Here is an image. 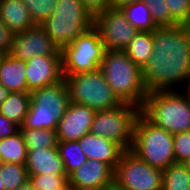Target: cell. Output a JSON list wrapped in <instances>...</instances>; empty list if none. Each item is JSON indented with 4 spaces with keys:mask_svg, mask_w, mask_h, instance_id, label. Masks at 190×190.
Instances as JSON below:
<instances>
[{
    "mask_svg": "<svg viewBox=\"0 0 190 190\" xmlns=\"http://www.w3.org/2000/svg\"><path fill=\"white\" fill-rule=\"evenodd\" d=\"M152 44L153 54L141 69L146 90H182L190 75V42L184 27H157Z\"/></svg>",
    "mask_w": 190,
    "mask_h": 190,
    "instance_id": "obj_1",
    "label": "cell"
},
{
    "mask_svg": "<svg viewBox=\"0 0 190 190\" xmlns=\"http://www.w3.org/2000/svg\"><path fill=\"white\" fill-rule=\"evenodd\" d=\"M99 70L122 103L141 109L148 95L142 70L124 50H106Z\"/></svg>",
    "mask_w": 190,
    "mask_h": 190,
    "instance_id": "obj_2",
    "label": "cell"
},
{
    "mask_svg": "<svg viewBox=\"0 0 190 190\" xmlns=\"http://www.w3.org/2000/svg\"><path fill=\"white\" fill-rule=\"evenodd\" d=\"M140 112L172 135L190 131V100L182 90L148 92Z\"/></svg>",
    "mask_w": 190,
    "mask_h": 190,
    "instance_id": "obj_3",
    "label": "cell"
},
{
    "mask_svg": "<svg viewBox=\"0 0 190 190\" xmlns=\"http://www.w3.org/2000/svg\"><path fill=\"white\" fill-rule=\"evenodd\" d=\"M30 99L29 112L19 129H56L70 103L65 78L53 85L30 92Z\"/></svg>",
    "mask_w": 190,
    "mask_h": 190,
    "instance_id": "obj_4",
    "label": "cell"
},
{
    "mask_svg": "<svg viewBox=\"0 0 190 190\" xmlns=\"http://www.w3.org/2000/svg\"><path fill=\"white\" fill-rule=\"evenodd\" d=\"M131 151L147 164L161 171L175 162L173 135L154 125L141 112L134 124Z\"/></svg>",
    "mask_w": 190,
    "mask_h": 190,
    "instance_id": "obj_5",
    "label": "cell"
},
{
    "mask_svg": "<svg viewBox=\"0 0 190 190\" xmlns=\"http://www.w3.org/2000/svg\"><path fill=\"white\" fill-rule=\"evenodd\" d=\"M94 15L82 0H58L40 25L61 50L93 26Z\"/></svg>",
    "mask_w": 190,
    "mask_h": 190,
    "instance_id": "obj_6",
    "label": "cell"
},
{
    "mask_svg": "<svg viewBox=\"0 0 190 190\" xmlns=\"http://www.w3.org/2000/svg\"><path fill=\"white\" fill-rule=\"evenodd\" d=\"M106 48L97 29L92 26L61 49L62 75H78L97 71Z\"/></svg>",
    "mask_w": 190,
    "mask_h": 190,
    "instance_id": "obj_7",
    "label": "cell"
},
{
    "mask_svg": "<svg viewBox=\"0 0 190 190\" xmlns=\"http://www.w3.org/2000/svg\"><path fill=\"white\" fill-rule=\"evenodd\" d=\"M70 101L85 105L95 111L109 110L122 104L98 69L78 75L65 77Z\"/></svg>",
    "mask_w": 190,
    "mask_h": 190,
    "instance_id": "obj_8",
    "label": "cell"
},
{
    "mask_svg": "<svg viewBox=\"0 0 190 190\" xmlns=\"http://www.w3.org/2000/svg\"><path fill=\"white\" fill-rule=\"evenodd\" d=\"M139 113V107L127 103L109 110L96 111L90 132L116 142L124 150H131L134 124Z\"/></svg>",
    "mask_w": 190,
    "mask_h": 190,
    "instance_id": "obj_9",
    "label": "cell"
},
{
    "mask_svg": "<svg viewBox=\"0 0 190 190\" xmlns=\"http://www.w3.org/2000/svg\"><path fill=\"white\" fill-rule=\"evenodd\" d=\"M114 184L123 190H162V171L125 150L115 169Z\"/></svg>",
    "mask_w": 190,
    "mask_h": 190,
    "instance_id": "obj_10",
    "label": "cell"
},
{
    "mask_svg": "<svg viewBox=\"0 0 190 190\" xmlns=\"http://www.w3.org/2000/svg\"><path fill=\"white\" fill-rule=\"evenodd\" d=\"M93 26L106 50H124L138 30L126 19L121 8L109 7L94 14Z\"/></svg>",
    "mask_w": 190,
    "mask_h": 190,
    "instance_id": "obj_11",
    "label": "cell"
},
{
    "mask_svg": "<svg viewBox=\"0 0 190 190\" xmlns=\"http://www.w3.org/2000/svg\"><path fill=\"white\" fill-rule=\"evenodd\" d=\"M9 55L27 61L37 55H61V50L41 25H35L24 32L13 35Z\"/></svg>",
    "mask_w": 190,
    "mask_h": 190,
    "instance_id": "obj_12",
    "label": "cell"
},
{
    "mask_svg": "<svg viewBox=\"0 0 190 190\" xmlns=\"http://www.w3.org/2000/svg\"><path fill=\"white\" fill-rule=\"evenodd\" d=\"M115 170L99 160H87L68 176L71 190H92L110 187L114 184Z\"/></svg>",
    "mask_w": 190,
    "mask_h": 190,
    "instance_id": "obj_13",
    "label": "cell"
},
{
    "mask_svg": "<svg viewBox=\"0 0 190 190\" xmlns=\"http://www.w3.org/2000/svg\"><path fill=\"white\" fill-rule=\"evenodd\" d=\"M28 92L53 85L63 79L61 55H37L26 61Z\"/></svg>",
    "mask_w": 190,
    "mask_h": 190,
    "instance_id": "obj_14",
    "label": "cell"
},
{
    "mask_svg": "<svg viewBox=\"0 0 190 190\" xmlns=\"http://www.w3.org/2000/svg\"><path fill=\"white\" fill-rule=\"evenodd\" d=\"M95 112L90 107L70 101L66 112L57 124L58 140H79L89 133Z\"/></svg>",
    "mask_w": 190,
    "mask_h": 190,
    "instance_id": "obj_15",
    "label": "cell"
},
{
    "mask_svg": "<svg viewBox=\"0 0 190 190\" xmlns=\"http://www.w3.org/2000/svg\"><path fill=\"white\" fill-rule=\"evenodd\" d=\"M87 159L99 160L109 164L114 170L125 151L116 142L91 132L77 140Z\"/></svg>",
    "mask_w": 190,
    "mask_h": 190,
    "instance_id": "obj_16",
    "label": "cell"
},
{
    "mask_svg": "<svg viewBox=\"0 0 190 190\" xmlns=\"http://www.w3.org/2000/svg\"><path fill=\"white\" fill-rule=\"evenodd\" d=\"M25 166L29 175H67L58 147L27 150Z\"/></svg>",
    "mask_w": 190,
    "mask_h": 190,
    "instance_id": "obj_17",
    "label": "cell"
},
{
    "mask_svg": "<svg viewBox=\"0 0 190 190\" xmlns=\"http://www.w3.org/2000/svg\"><path fill=\"white\" fill-rule=\"evenodd\" d=\"M0 20L13 34L24 32L36 25L21 0H0Z\"/></svg>",
    "mask_w": 190,
    "mask_h": 190,
    "instance_id": "obj_18",
    "label": "cell"
},
{
    "mask_svg": "<svg viewBox=\"0 0 190 190\" xmlns=\"http://www.w3.org/2000/svg\"><path fill=\"white\" fill-rule=\"evenodd\" d=\"M26 61L6 54L0 63V84L10 92H28Z\"/></svg>",
    "mask_w": 190,
    "mask_h": 190,
    "instance_id": "obj_19",
    "label": "cell"
},
{
    "mask_svg": "<svg viewBox=\"0 0 190 190\" xmlns=\"http://www.w3.org/2000/svg\"><path fill=\"white\" fill-rule=\"evenodd\" d=\"M31 99L29 92H10L0 105V114L22 127L29 112Z\"/></svg>",
    "mask_w": 190,
    "mask_h": 190,
    "instance_id": "obj_20",
    "label": "cell"
},
{
    "mask_svg": "<svg viewBox=\"0 0 190 190\" xmlns=\"http://www.w3.org/2000/svg\"><path fill=\"white\" fill-rule=\"evenodd\" d=\"M124 51L142 69L154 51L152 32L138 31Z\"/></svg>",
    "mask_w": 190,
    "mask_h": 190,
    "instance_id": "obj_21",
    "label": "cell"
},
{
    "mask_svg": "<svg viewBox=\"0 0 190 190\" xmlns=\"http://www.w3.org/2000/svg\"><path fill=\"white\" fill-rule=\"evenodd\" d=\"M27 160V148L21 132L0 139V161L14 164H25Z\"/></svg>",
    "mask_w": 190,
    "mask_h": 190,
    "instance_id": "obj_22",
    "label": "cell"
},
{
    "mask_svg": "<svg viewBox=\"0 0 190 190\" xmlns=\"http://www.w3.org/2000/svg\"><path fill=\"white\" fill-rule=\"evenodd\" d=\"M120 8L124 12L127 21L138 31L152 32L157 28L144 1L130 3Z\"/></svg>",
    "mask_w": 190,
    "mask_h": 190,
    "instance_id": "obj_23",
    "label": "cell"
},
{
    "mask_svg": "<svg viewBox=\"0 0 190 190\" xmlns=\"http://www.w3.org/2000/svg\"><path fill=\"white\" fill-rule=\"evenodd\" d=\"M162 190H190V173L184 163H172L162 171Z\"/></svg>",
    "mask_w": 190,
    "mask_h": 190,
    "instance_id": "obj_24",
    "label": "cell"
},
{
    "mask_svg": "<svg viewBox=\"0 0 190 190\" xmlns=\"http://www.w3.org/2000/svg\"><path fill=\"white\" fill-rule=\"evenodd\" d=\"M27 150L57 147L59 140L56 129H19Z\"/></svg>",
    "mask_w": 190,
    "mask_h": 190,
    "instance_id": "obj_25",
    "label": "cell"
},
{
    "mask_svg": "<svg viewBox=\"0 0 190 190\" xmlns=\"http://www.w3.org/2000/svg\"><path fill=\"white\" fill-rule=\"evenodd\" d=\"M57 147L68 176L88 160L77 140L59 141Z\"/></svg>",
    "mask_w": 190,
    "mask_h": 190,
    "instance_id": "obj_26",
    "label": "cell"
},
{
    "mask_svg": "<svg viewBox=\"0 0 190 190\" xmlns=\"http://www.w3.org/2000/svg\"><path fill=\"white\" fill-rule=\"evenodd\" d=\"M0 176L5 190H16L29 180V174L25 164L1 163Z\"/></svg>",
    "mask_w": 190,
    "mask_h": 190,
    "instance_id": "obj_27",
    "label": "cell"
},
{
    "mask_svg": "<svg viewBox=\"0 0 190 190\" xmlns=\"http://www.w3.org/2000/svg\"><path fill=\"white\" fill-rule=\"evenodd\" d=\"M35 24L43 23L54 11L58 0H21Z\"/></svg>",
    "mask_w": 190,
    "mask_h": 190,
    "instance_id": "obj_28",
    "label": "cell"
},
{
    "mask_svg": "<svg viewBox=\"0 0 190 190\" xmlns=\"http://www.w3.org/2000/svg\"><path fill=\"white\" fill-rule=\"evenodd\" d=\"M29 181L36 190L71 189L68 175H29Z\"/></svg>",
    "mask_w": 190,
    "mask_h": 190,
    "instance_id": "obj_29",
    "label": "cell"
},
{
    "mask_svg": "<svg viewBox=\"0 0 190 190\" xmlns=\"http://www.w3.org/2000/svg\"><path fill=\"white\" fill-rule=\"evenodd\" d=\"M157 27L178 24L169 14L166 0H144Z\"/></svg>",
    "mask_w": 190,
    "mask_h": 190,
    "instance_id": "obj_30",
    "label": "cell"
},
{
    "mask_svg": "<svg viewBox=\"0 0 190 190\" xmlns=\"http://www.w3.org/2000/svg\"><path fill=\"white\" fill-rule=\"evenodd\" d=\"M175 162L184 163L190 159V131L173 134Z\"/></svg>",
    "mask_w": 190,
    "mask_h": 190,
    "instance_id": "obj_31",
    "label": "cell"
},
{
    "mask_svg": "<svg viewBox=\"0 0 190 190\" xmlns=\"http://www.w3.org/2000/svg\"><path fill=\"white\" fill-rule=\"evenodd\" d=\"M170 16L183 24L190 19V0H166Z\"/></svg>",
    "mask_w": 190,
    "mask_h": 190,
    "instance_id": "obj_32",
    "label": "cell"
},
{
    "mask_svg": "<svg viewBox=\"0 0 190 190\" xmlns=\"http://www.w3.org/2000/svg\"><path fill=\"white\" fill-rule=\"evenodd\" d=\"M13 35L9 28L0 20V52L9 54Z\"/></svg>",
    "mask_w": 190,
    "mask_h": 190,
    "instance_id": "obj_33",
    "label": "cell"
},
{
    "mask_svg": "<svg viewBox=\"0 0 190 190\" xmlns=\"http://www.w3.org/2000/svg\"><path fill=\"white\" fill-rule=\"evenodd\" d=\"M19 126L0 114V139L10 137L19 132Z\"/></svg>",
    "mask_w": 190,
    "mask_h": 190,
    "instance_id": "obj_34",
    "label": "cell"
},
{
    "mask_svg": "<svg viewBox=\"0 0 190 190\" xmlns=\"http://www.w3.org/2000/svg\"><path fill=\"white\" fill-rule=\"evenodd\" d=\"M82 2L94 15L99 11L112 7L113 0H82Z\"/></svg>",
    "mask_w": 190,
    "mask_h": 190,
    "instance_id": "obj_35",
    "label": "cell"
},
{
    "mask_svg": "<svg viewBox=\"0 0 190 190\" xmlns=\"http://www.w3.org/2000/svg\"><path fill=\"white\" fill-rule=\"evenodd\" d=\"M138 1H144V0H113L112 7L120 8L124 5L130 4V3H135Z\"/></svg>",
    "mask_w": 190,
    "mask_h": 190,
    "instance_id": "obj_36",
    "label": "cell"
},
{
    "mask_svg": "<svg viewBox=\"0 0 190 190\" xmlns=\"http://www.w3.org/2000/svg\"><path fill=\"white\" fill-rule=\"evenodd\" d=\"M10 91L0 84V105L9 96Z\"/></svg>",
    "mask_w": 190,
    "mask_h": 190,
    "instance_id": "obj_37",
    "label": "cell"
},
{
    "mask_svg": "<svg viewBox=\"0 0 190 190\" xmlns=\"http://www.w3.org/2000/svg\"><path fill=\"white\" fill-rule=\"evenodd\" d=\"M16 190H36L32 183L28 180L26 183L23 185L19 186Z\"/></svg>",
    "mask_w": 190,
    "mask_h": 190,
    "instance_id": "obj_38",
    "label": "cell"
},
{
    "mask_svg": "<svg viewBox=\"0 0 190 190\" xmlns=\"http://www.w3.org/2000/svg\"><path fill=\"white\" fill-rule=\"evenodd\" d=\"M182 91L185 93V95L189 98L190 100V75L187 79V82L184 85V88L182 89Z\"/></svg>",
    "mask_w": 190,
    "mask_h": 190,
    "instance_id": "obj_39",
    "label": "cell"
},
{
    "mask_svg": "<svg viewBox=\"0 0 190 190\" xmlns=\"http://www.w3.org/2000/svg\"><path fill=\"white\" fill-rule=\"evenodd\" d=\"M182 26L184 27V29H185V31H186V33L188 35L189 42H190V19L188 21L184 22L182 24Z\"/></svg>",
    "mask_w": 190,
    "mask_h": 190,
    "instance_id": "obj_40",
    "label": "cell"
},
{
    "mask_svg": "<svg viewBox=\"0 0 190 190\" xmlns=\"http://www.w3.org/2000/svg\"><path fill=\"white\" fill-rule=\"evenodd\" d=\"M107 190H123L119 188L116 184H112L110 187H107Z\"/></svg>",
    "mask_w": 190,
    "mask_h": 190,
    "instance_id": "obj_41",
    "label": "cell"
},
{
    "mask_svg": "<svg viewBox=\"0 0 190 190\" xmlns=\"http://www.w3.org/2000/svg\"><path fill=\"white\" fill-rule=\"evenodd\" d=\"M184 165L186 166L188 172L190 173V159H188L186 162H184Z\"/></svg>",
    "mask_w": 190,
    "mask_h": 190,
    "instance_id": "obj_42",
    "label": "cell"
},
{
    "mask_svg": "<svg viewBox=\"0 0 190 190\" xmlns=\"http://www.w3.org/2000/svg\"><path fill=\"white\" fill-rule=\"evenodd\" d=\"M0 190H5L4 183L2 182L1 176H0Z\"/></svg>",
    "mask_w": 190,
    "mask_h": 190,
    "instance_id": "obj_43",
    "label": "cell"
},
{
    "mask_svg": "<svg viewBox=\"0 0 190 190\" xmlns=\"http://www.w3.org/2000/svg\"><path fill=\"white\" fill-rule=\"evenodd\" d=\"M5 55H6V53L0 52V63H1V61L4 58Z\"/></svg>",
    "mask_w": 190,
    "mask_h": 190,
    "instance_id": "obj_44",
    "label": "cell"
},
{
    "mask_svg": "<svg viewBox=\"0 0 190 190\" xmlns=\"http://www.w3.org/2000/svg\"><path fill=\"white\" fill-rule=\"evenodd\" d=\"M92 190H107V187L106 188H100V189H92Z\"/></svg>",
    "mask_w": 190,
    "mask_h": 190,
    "instance_id": "obj_45",
    "label": "cell"
},
{
    "mask_svg": "<svg viewBox=\"0 0 190 190\" xmlns=\"http://www.w3.org/2000/svg\"><path fill=\"white\" fill-rule=\"evenodd\" d=\"M55 190H71V189H55Z\"/></svg>",
    "mask_w": 190,
    "mask_h": 190,
    "instance_id": "obj_46",
    "label": "cell"
}]
</instances>
